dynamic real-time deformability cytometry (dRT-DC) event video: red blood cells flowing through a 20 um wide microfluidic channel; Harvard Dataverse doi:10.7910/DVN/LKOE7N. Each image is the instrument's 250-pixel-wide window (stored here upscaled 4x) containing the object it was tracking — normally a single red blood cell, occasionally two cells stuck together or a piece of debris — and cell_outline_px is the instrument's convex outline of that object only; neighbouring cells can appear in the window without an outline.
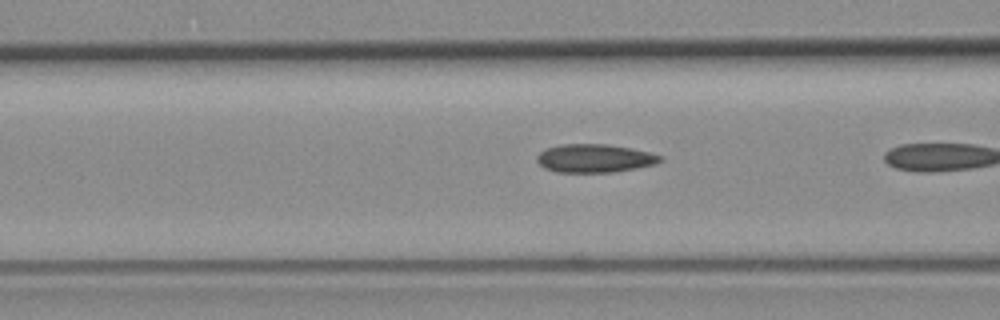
{"species": "common noctule bat (a hibernating species)", "species_latin": "Nyctalus noctula", "temperature_condition": "room temperature", "stored_images_in_passage": 6, "camera_frame_rate_fps": 3000, "um_per_image_px": 0.085, "animal": {"sex": "female", "body_mass_g": 19.3, "forearm_length_mm": 54.1}, "frame": {"image": 1, "passage_image": 5, "time_ms": 1.333, "image_size_px": [1000, 320], "cell_outline_px": [[664, 160], [656, 164], [616, 172], [556, 172], [544, 168], [536, 160], [536, 156], [540, 152], [548, 148], [564, 144], [604, 144], [632, 148], [664, 156]], "centroid_in_image_um": [50.58, 13.46], "position_along_channel_um": 116.0, "area_um2": 20.4}}